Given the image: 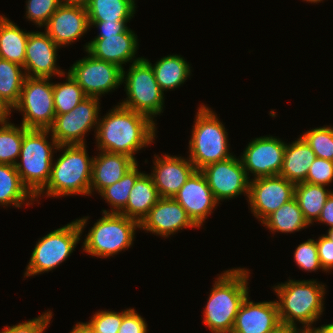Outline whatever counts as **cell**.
I'll list each match as a JSON object with an SVG mask.
<instances>
[{
    "label": "cell",
    "mask_w": 333,
    "mask_h": 333,
    "mask_svg": "<svg viewBox=\"0 0 333 333\" xmlns=\"http://www.w3.org/2000/svg\"><path fill=\"white\" fill-rule=\"evenodd\" d=\"M27 130L22 124L15 126L9 121L0 122V164H16Z\"/></svg>",
    "instance_id": "34"
},
{
    "label": "cell",
    "mask_w": 333,
    "mask_h": 333,
    "mask_svg": "<svg viewBox=\"0 0 333 333\" xmlns=\"http://www.w3.org/2000/svg\"><path fill=\"white\" fill-rule=\"evenodd\" d=\"M26 4V18L37 27H43L62 4V0H27Z\"/></svg>",
    "instance_id": "37"
},
{
    "label": "cell",
    "mask_w": 333,
    "mask_h": 333,
    "mask_svg": "<svg viewBox=\"0 0 333 333\" xmlns=\"http://www.w3.org/2000/svg\"><path fill=\"white\" fill-rule=\"evenodd\" d=\"M44 27L45 32L59 47L71 45L90 28L86 7L62 3Z\"/></svg>",
    "instance_id": "17"
},
{
    "label": "cell",
    "mask_w": 333,
    "mask_h": 333,
    "mask_svg": "<svg viewBox=\"0 0 333 333\" xmlns=\"http://www.w3.org/2000/svg\"><path fill=\"white\" fill-rule=\"evenodd\" d=\"M52 312L46 311L34 319L28 320L26 322L18 323L13 326H4V329L1 330L2 333H43L48 327L51 318Z\"/></svg>",
    "instance_id": "41"
},
{
    "label": "cell",
    "mask_w": 333,
    "mask_h": 333,
    "mask_svg": "<svg viewBox=\"0 0 333 333\" xmlns=\"http://www.w3.org/2000/svg\"><path fill=\"white\" fill-rule=\"evenodd\" d=\"M160 198L152 177L143 173L136 180L130 191L127 205L119 214L140 224Z\"/></svg>",
    "instance_id": "25"
},
{
    "label": "cell",
    "mask_w": 333,
    "mask_h": 333,
    "mask_svg": "<svg viewBox=\"0 0 333 333\" xmlns=\"http://www.w3.org/2000/svg\"><path fill=\"white\" fill-rule=\"evenodd\" d=\"M49 134V130L28 129L21 144L20 162L15 164L21 182L34 197L49 181L53 153L59 146L52 135L48 141Z\"/></svg>",
    "instance_id": "5"
},
{
    "label": "cell",
    "mask_w": 333,
    "mask_h": 333,
    "mask_svg": "<svg viewBox=\"0 0 333 333\" xmlns=\"http://www.w3.org/2000/svg\"><path fill=\"white\" fill-rule=\"evenodd\" d=\"M103 117L95 133L98 150L126 154L136 161V152L155 139V121L120 103Z\"/></svg>",
    "instance_id": "1"
},
{
    "label": "cell",
    "mask_w": 333,
    "mask_h": 333,
    "mask_svg": "<svg viewBox=\"0 0 333 333\" xmlns=\"http://www.w3.org/2000/svg\"><path fill=\"white\" fill-rule=\"evenodd\" d=\"M192 136L189 140V160L196 170L233 156L230 153L228 133L211 108L197 109Z\"/></svg>",
    "instance_id": "6"
},
{
    "label": "cell",
    "mask_w": 333,
    "mask_h": 333,
    "mask_svg": "<svg viewBox=\"0 0 333 333\" xmlns=\"http://www.w3.org/2000/svg\"><path fill=\"white\" fill-rule=\"evenodd\" d=\"M301 136L309 144L316 157L333 161V127L313 128Z\"/></svg>",
    "instance_id": "36"
},
{
    "label": "cell",
    "mask_w": 333,
    "mask_h": 333,
    "mask_svg": "<svg viewBox=\"0 0 333 333\" xmlns=\"http://www.w3.org/2000/svg\"><path fill=\"white\" fill-rule=\"evenodd\" d=\"M133 0H90L86 4L89 21H130L135 11Z\"/></svg>",
    "instance_id": "30"
},
{
    "label": "cell",
    "mask_w": 333,
    "mask_h": 333,
    "mask_svg": "<svg viewBox=\"0 0 333 333\" xmlns=\"http://www.w3.org/2000/svg\"><path fill=\"white\" fill-rule=\"evenodd\" d=\"M303 1H306V2H310V3H319V2H321V1H323V0H303Z\"/></svg>",
    "instance_id": "52"
},
{
    "label": "cell",
    "mask_w": 333,
    "mask_h": 333,
    "mask_svg": "<svg viewBox=\"0 0 333 333\" xmlns=\"http://www.w3.org/2000/svg\"><path fill=\"white\" fill-rule=\"evenodd\" d=\"M316 222L327 224L330 228L333 227V192L327 198L326 203L322 208L320 217L317 219Z\"/></svg>",
    "instance_id": "45"
},
{
    "label": "cell",
    "mask_w": 333,
    "mask_h": 333,
    "mask_svg": "<svg viewBox=\"0 0 333 333\" xmlns=\"http://www.w3.org/2000/svg\"><path fill=\"white\" fill-rule=\"evenodd\" d=\"M12 109L13 108L0 95V122H4V121H8L9 120L11 111H13Z\"/></svg>",
    "instance_id": "47"
},
{
    "label": "cell",
    "mask_w": 333,
    "mask_h": 333,
    "mask_svg": "<svg viewBox=\"0 0 333 333\" xmlns=\"http://www.w3.org/2000/svg\"><path fill=\"white\" fill-rule=\"evenodd\" d=\"M66 82L53 83L55 114H65L70 112L87 96L76 80L66 73Z\"/></svg>",
    "instance_id": "35"
},
{
    "label": "cell",
    "mask_w": 333,
    "mask_h": 333,
    "mask_svg": "<svg viewBox=\"0 0 333 333\" xmlns=\"http://www.w3.org/2000/svg\"><path fill=\"white\" fill-rule=\"evenodd\" d=\"M136 163L125 175L117 182L104 188L99 194L109 203L111 210H102V213L119 214L127 205L129 194L136 180L143 174L138 171Z\"/></svg>",
    "instance_id": "32"
},
{
    "label": "cell",
    "mask_w": 333,
    "mask_h": 333,
    "mask_svg": "<svg viewBox=\"0 0 333 333\" xmlns=\"http://www.w3.org/2000/svg\"><path fill=\"white\" fill-rule=\"evenodd\" d=\"M300 333H316L315 330H302Z\"/></svg>",
    "instance_id": "53"
},
{
    "label": "cell",
    "mask_w": 333,
    "mask_h": 333,
    "mask_svg": "<svg viewBox=\"0 0 333 333\" xmlns=\"http://www.w3.org/2000/svg\"><path fill=\"white\" fill-rule=\"evenodd\" d=\"M144 59L151 65L163 92L183 85L191 75L190 64L181 55L170 54L159 59L154 65L148 59Z\"/></svg>",
    "instance_id": "26"
},
{
    "label": "cell",
    "mask_w": 333,
    "mask_h": 333,
    "mask_svg": "<svg viewBox=\"0 0 333 333\" xmlns=\"http://www.w3.org/2000/svg\"><path fill=\"white\" fill-rule=\"evenodd\" d=\"M100 98L86 97L70 112L55 116L48 129L58 145H85V134L99 122Z\"/></svg>",
    "instance_id": "11"
},
{
    "label": "cell",
    "mask_w": 333,
    "mask_h": 333,
    "mask_svg": "<svg viewBox=\"0 0 333 333\" xmlns=\"http://www.w3.org/2000/svg\"><path fill=\"white\" fill-rule=\"evenodd\" d=\"M295 184L283 176L251 179L248 202L250 210L261 223L280 206L294 198Z\"/></svg>",
    "instance_id": "14"
},
{
    "label": "cell",
    "mask_w": 333,
    "mask_h": 333,
    "mask_svg": "<svg viewBox=\"0 0 333 333\" xmlns=\"http://www.w3.org/2000/svg\"><path fill=\"white\" fill-rule=\"evenodd\" d=\"M70 333H97L93 327L88 323L78 322L73 326Z\"/></svg>",
    "instance_id": "48"
},
{
    "label": "cell",
    "mask_w": 333,
    "mask_h": 333,
    "mask_svg": "<svg viewBox=\"0 0 333 333\" xmlns=\"http://www.w3.org/2000/svg\"><path fill=\"white\" fill-rule=\"evenodd\" d=\"M320 264L325 271L333 269V241L325 234L316 240Z\"/></svg>",
    "instance_id": "43"
},
{
    "label": "cell",
    "mask_w": 333,
    "mask_h": 333,
    "mask_svg": "<svg viewBox=\"0 0 333 333\" xmlns=\"http://www.w3.org/2000/svg\"><path fill=\"white\" fill-rule=\"evenodd\" d=\"M200 171L218 203L220 200H230L242 194L248 198L251 179L247 176L240 158L231 156L207 165Z\"/></svg>",
    "instance_id": "13"
},
{
    "label": "cell",
    "mask_w": 333,
    "mask_h": 333,
    "mask_svg": "<svg viewBox=\"0 0 333 333\" xmlns=\"http://www.w3.org/2000/svg\"><path fill=\"white\" fill-rule=\"evenodd\" d=\"M68 70L88 97L100 98L122 85L123 69L116 64L97 59L87 52Z\"/></svg>",
    "instance_id": "12"
},
{
    "label": "cell",
    "mask_w": 333,
    "mask_h": 333,
    "mask_svg": "<svg viewBox=\"0 0 333 333\" xmlns=\"http://www.w3.org/2000/svg\"><path fill=\"white\" fill-rule=\"evenodd\" d=\"M125 81V82H124ZM127 98L120 104L130 110L154 117L163 113L164 92L159 87L151 65L142 58L130 64L127 72L122 71Z\"/></svg>",
    "instance_id": "9"
},
{
    "label": "cell",
    "mask_w": 333,
    "mask_h": 333,
    "mask_svg": "<svg viewBox=\"0 0 333 333\" xmlns=\"http://www.w3.org/2000/svg\"><path fill=\"white\" fill-rule=\"evenodd\" d=\"M85 145H59L63 151L52 163L47 185L35 196L63 197L69 195H90V181L93 157H89ZM46 191V192H45Z\"/></svg>",
    "instance_id": "4"
},
{
    "label": "cell",
    "mask_w": 333,
    "mask_h": 333,
    "mask_svg": "<svg viewBox=\"0 0 333 333\" xmlns=\"http://www.w3.org/2000/svg\"><path fill=\"white\" fill-rule=\"evenodd\" d=\"M249 270L233 268L215 279L203 312V323L212 333H231L236 315L249 294Z\"/></svg>",
    "instance_id": "2"
},
{
    "label": "cell",
    "mask_w": 333,
    "mask_h": 333,
    "mask_svg": "<svg viewBox=\"0 0 333 333\" xmlns=\"http://www.w3.org/2000/svg\"><path fill=\"white\" fill-rule=\"evenodd\" d=\"M139 226L164 238L183 228H199L174 198H160Z\"/></svg>",
    "instance_id": "19"
},
{
    "label": "cell",
    "mask_w": 333,
    "mask_h": 333,
    "mask_svg": "<svg viewBox=\"0 0 333 333\" xmlns=\"http://www.w3.org/2000/svg\"><path fill=\"white\" fill-rule=\"evenodd\" d=\"M137 37L129 28L126 32L117 35L96 36L86 43L84 49L93 57L116 64L124 70L123 64L135 63L143 58H135L139 46Z\"/></svg>",
    "instance_id": "20"
},
{
    "label": "cell",
    "mask_w": 333,
    "mask_h": 333,
    "mask_svg": "<svg viewBox=\"0 0 333 333\" xmlns=\"http://www.w3.org/2000/svg\"><path fill=\"white\" fill-rule=\"evenodd\" d=\"M51 78L26 77L19 102L13 110L22 112V125L27 129L48 130L55 119L53 82Z\"/></svg>",
    "instance_id": "10"
},
{
    "label": "cell",
    "mask_w": 333,
    "mask_h": 333,
    "mask_svg": "<svg viewBox=\"0 0 333 333\" xmlns=\"http://www.w3.org/2000/svg\"><path fill=\"white\" fill-rule=\"evenodd\" d=\"M23 67L0 58V95L13 108L20 99L26 78Z\"/></svg>",
    "instance_id": "33"
},
{
    "label": "cell",
    "mask_w": 333,
    "mask_h": 333,
    "mask_svg": "<svg viewBox=\"0 0 333 333\" xmlns=\"http://www.w3.org/2000/svg\"><path fill=\"white\" fill-rule=\"evenodd\" d=\"M59 48L46 32H29L23 66L26 77L65 76L56 65Z\"/></svg>",
    "instance_id": "16"
},
{
    "label": "cell",
    "mask_w": 333,
    "mask_h": 333,
    "mask_svg": "<svg viewBox=\"0 0 333 333\" xmlns=\"http://www.w3.org/2000/svg\"><path fill=\"white\" fill-rule=\"evenodd\" d=\"M153 170L150 176L161 198H173L196 170L187 157L154 155Z\"/></svg>",
    "instance_id": "21"
},
{
    "label": "cell",
    "mask_w": 333,
    "mask_h": 333,
    "mask_svg": "<svg viewBox=\"0 0 333 333\" xmlns=\"http://www.w3.org/2000/svg\"><path fill=\"white\" fill-rule=\"evenodd\" d=\"M262 224L273 234L274 232L293 233L310 226L304 219L302 210L295 198L280 206Z\"/></svg>",
    "instance_id": "31"
},
{
    "label": "cell",
    "mask_w": 333,
    "mask_h": 333,
    "mask_svg": "<svg viewBox=\"0 0 333 333\" xmlns=\"http://www.w3.org/2000/svg\"><path fill=\"white\" fill-rule=\"evenodd\" d=\"M316 159L314 151L300 135L297 140L286 143L280 176L296 184L305 182L309 168Z\"/></svg>",
    "instance_id": "24"
},
{
    "label": "cell",
    "mask_w": 333,
    "mask_h": 333,
    "mask_svg": "<svg viewBox=\"0 0 333 333\" xmlns=\"http://www.w3.org/2000/svg\"><path fill=\"white\" fill-rule=\"evenodd\" d=\"M324 185L302 182L295 185L294 198L296 199L304 219L309 225L320 217L327 198L333 192Z\"/></svg>",
    "instance_id": "29"
},
{
    "label": "cell",
    "mask_w": 333,
    "mask_h": 333,
    "mask_svg": "<svg viewBox=\"0 0 333 333\" xmlns=\"http://www.w3.org/2000/svg\"><path fill=\"white\" fill-rule=\"evenodd\" d=\"M127 22H107V21H89L90 28L95 26L100 30L97 36H111L126 32L129 27H127ZM93 25V26H92Z\"/></svg>",
    "instance_id": "44"
},
{
    "label": "cell",
    "mask_w": 333,
    "mask_h": 333,
    "mask_svg": "<svg viewBox=\"0 0 333 333\" xmlns=\"http://www.w3.org/2000/svg\"><path fill=\"white\" fill-rule=\"evenodd\" d=\"M314 330L316 333H333V322L322 325L320 327H316Z\"/></svg>",
    "instance_id": "49"
},
{
    "label": "cell",
    "mask_w": 333,
    "mask_h": 333,
    "mask_svg": "<svg viewBox=\"0 0 333 333\" xmlns=\"http://www.w3.org/2000/svg\"><path fill=\"white\" fill-rule=\"evenodd\" d=\"M147 323L135 309H131L124 317L118 333H147Z\"/></svg>",
    "instance_id": "42"
},
{
    "label": "cell",
    "mask_w": 333,
    "mask_h": 333,
    "mask_svg": "<svg viewBox=\"0 0 333 333\" xmlns=\"http://www.w3.org/2000/svg\"><path fill=\"white\" fill-rule=\"evenodd\" d=\"M90 0H62L63 4H73V5H83L86 6V4Z\"/></svg>",
    "instance_id": "50"
},
{
    "label": "cell",
    "mask_w": 333,
    "mask_h": 333,
    "mask_svg": "<svg viewBox=\"0 0 333 333\" xmlns=\"http://www.w3.org/2000/svg\"><path fill=\"white\" fill-rule=\"evenodd\" d=\"M305 182L327 186L333 182V161L318 158L312 162Z\"/></svg>",
    "instance_id": "40"
},
{
    "label": "cell",
    "mask_w": 333,
    "mask_h": 333,
    "mask_svg": "<svg viewBox=\"0 0 333 333\" xmlns=\"http://www.w3.org/2000/svg\"><path fill=\"white\" fill-rule=\"evenodd\" d=\"M278 296L277 305L280 322L297 326L302 330H314L312 325L324 311L325 285L316 280H289L273 286ZM313 326V327H311Z\"/></svg>",
    "instance_id": "3"
},
{
    "label": "cell",
    "mask_w": 333,
    "mask_h": 333,
    "mask_svg": "<svg viewBox=\"0 0 333 333\" xmlns=\"http://www.w3.org/2000/svg\"><path fill=\"white\" fill-rule=\"evenodd\" d=\"M240 156L247 176L255 178L279 175L283 166L286 143L273 136L256 137L250 141Z\"/></svg>",
    "instance_id": "15"
},
{
    "label": "cell",
    "mask_w": 333,
    "mask_h": 333,
    "mask_svg": "<svg viewBox=\"0 0 333 333\" xmlns=\"http://www.w3.org/2000/svg\"><path fill=\"white\" fill-rule=\"evenodd\" d=\"M88 217L72 221L40 238L32 251L24 277L49 272L67 260L88 222Z\"/></svg>",
    "instance_id": "7"
},
{
    "label": "cell",
    "mask_w": 333,
    "mask_h": 333,
    "mask_svg": "<svg viewBox=\"0 0 333 333\" xmlns=\"http://www.w3.org/2000/svg\"><path fill=\"white\" fill-rule=\"evenodd\" d=\"M249 299L248 294L240 305L231 333L270 332L280 322L276 300L254 303Z\"/></svg>",
    "instance_id": "22"
},
{
    "label": "cell",
    "mask_w": 333,
    "mask_h": 333,
    "mask_svg": "<svg viewBox=\"0 0 333 333\" xmlns=\"http://www.w3.org/2000/svg\"><path fill=\"white\" fill-rule=\"evenodd\" d=\"M326 236L333 241V227L328 229Z\"/></svg>",
    "instance_id": "51"
},
{
    "label": "cell",
    "mask_w": 333,
    "mask_h": 333,
    "mask_svg": "<svg viewBox=\"0 0 333 333\" xmlns=\"http://www.w3.org/2000/svg\"><path fill=\"white\" fill-rule=\"evenodd\" d=\"M173 198L199 228L219 204L200 170H195L190 175Z\"/></svg>",
    "instance_id": "18"
},
{
    "label": "cell",
    "mask_w": 333,
    "mask_h": 333,
    "mask_svg": "<svg viewBox=\"0 0 333 333\" xmlns=\"http://www.w3.org/2000/svg\"><path fill=\"white\" fill-rule=\"evenodd\" d=\"M35 200V197L21 182L15 165L0 164V205H13L15 208H21L23 203L32 205Z\"/></svg>",
    "instance_id": "28"
},
{
    "label": "cell",
    "mask_w": 333,
    "mask_h": 333,
    "mask_svg": "<svg viewBox=\"0 0 333 333\" xmlns=\"http://www.w3.org/2000/svg\"><path fill=\"white\" fill-rule=\"evenodd\" d=\"M99 151V154L93 157L90 195L94 190L100 193L107 186L119 181L137 163L126 154Z\"/></svg>",
    "instance_id": "23"
},
{
    "label": "cell",
    "mask_w": 333,
    "mask_h": 333,
    "mask_svg": "<svg viewBox=\"0 0 333 333\" xmlns=\"http://www.w3.org/2000/svg\"><path fill=\"white\" fill-rule=\"evenodd\" d=\"M300 329L297 326L290 325L288 323L279 322L270 332L268 333H300Z\"/></svg>",
    "instance_id": "46"
},
{
    "label": "cell",
    "mask_w": 333,
    "mask_h": 333,
    "mask_svg": "<svg viewBox=\"0 0 333 333\" xmlns=\"http://www.w3.org/2000/svg\"><path fill=\"white\" fill-rule=\"evenodd\" d=\"M29 32L23 31L14 22L0 16V58L24 66Z\"/></svg>",
    "instance_id": "27"
},
{
    "label": "cell",
    "mask_w": 333,
    "mask_h": 333,
    "mask_svg": "<svg viewBox=\"0 0 333 333\" xmlns=\"http://www.w3.org/2000/svg\"><path fill=\"white\" fill-rule=\"evenodd\" d=\"M294 261L299 269L312 272L322 269L317 252V244L314 239H308L298 245L294 251Z\"/></svg>",
    "instance_id": "38"
},
{
    "label": "cell",
    "mask_w": 333,
    "mask_h": 333,
    "mask_svg": "<svg viewBox=\"0 0 333 333\" xmlns=\"http://www.w3.org/2000/svg\"><path fill=\"white\" fill-rule=\"evenodd\" d=\"M132 308L123 310L122 312H115L109 310H101L95 312L92 315L89 324L97 333H118L119 327L123 320V317L131 310Z\"/></svg>",
    "instance_id": "39"
},
{
    "label": "cell",
    "mask_w": 333,
    "mask_h": 333,
    "mask_svg": "<svg viewBox=\"0 0 333 333\" xmlns=\"http://www.w3.org/2000/svg\"><path fill=\"white\" fill-rule=\"evenodd\" d=\"M104 214L89 230L83 242V251L89 255L107 258L132 246L139 223L117 213Z\"/></svg>",
    "instance_id": "8"
}]
</instances>
